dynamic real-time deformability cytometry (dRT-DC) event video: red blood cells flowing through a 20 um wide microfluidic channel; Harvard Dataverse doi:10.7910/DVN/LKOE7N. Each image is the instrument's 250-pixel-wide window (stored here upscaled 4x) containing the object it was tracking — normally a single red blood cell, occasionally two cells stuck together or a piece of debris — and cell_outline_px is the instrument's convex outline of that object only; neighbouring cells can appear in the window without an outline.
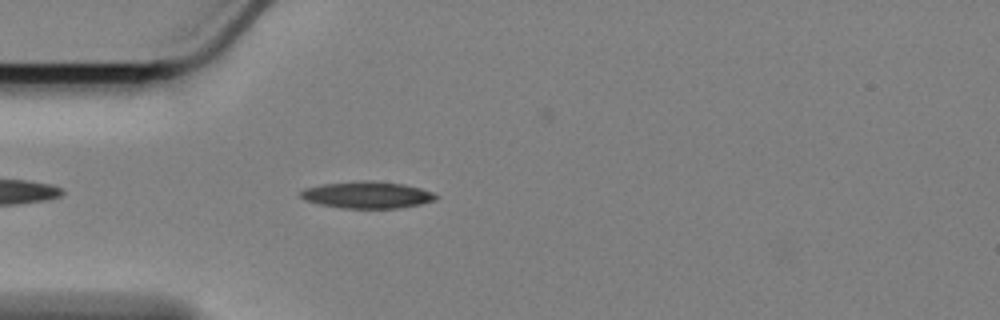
{"species": "Egyptian fruit bat (a non-hibernating species)", "species_latin": "Rousettus aegyptiacus", "temperature_condition": "cold", "stored_images_in_passage": 31, "camera_frame_rate_fps": 3000, "um_per_image_px": 0.085, "animal": {"sex": "female"}, "frame": {"image": 1, "passage_image": 5, "time_ms": 1.333, "image_size_px": [1000, 320], "cell_outline_px": [[440, 196], [436, 200], [420, 204], [400, 208], [344, 208], [320, 204], [304, 200], [300, 196], [300, 192], [304, 188], [324, 184], [360, 180], [372, 180], [404, 184], [420, 188], [432, 192]], "centroid_in_image_um": [31.23, 16.56], "position_along_channel_um": 53.8, "area_um2": 21.21}}
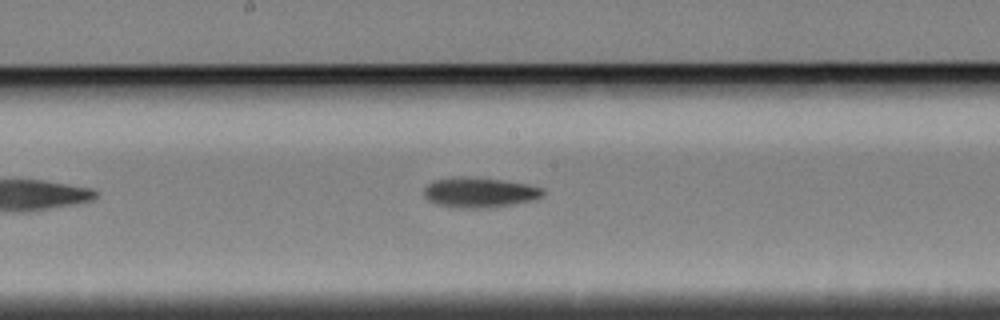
{"frame": {"image": 2, "passage_image": 19, "time_ms": 6.0, "image_size_px": [1000, 320], "cell_outline_px": [[544, 196], [536, 200], [488, 208], [460, 208], [436, 204], [428, 200], [424, 196], [424, 188], [432, 180], [452, 176], [464, 176], [504, 180], [528, 184], [544, 188]], "centroid_in_image_um": [40.77, 16.35], "position_along_channel_um": 207.4, "area_um2": 21.27}}
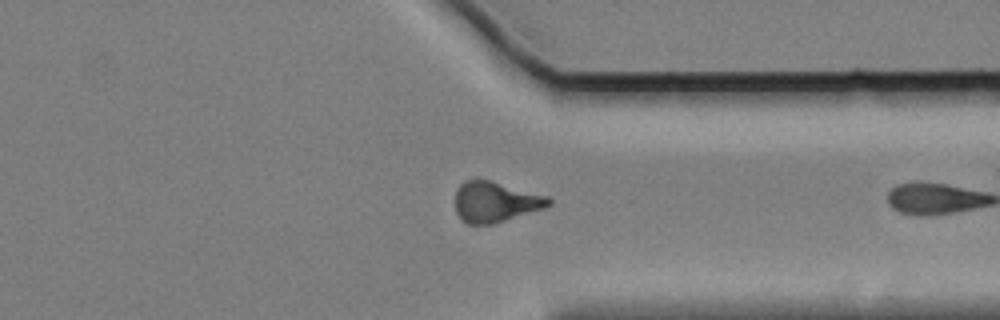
{"frame": {"image": 3, "passage_image": 30, "time_ms": 9.667, "image_size_px": [1000, 320], "cell_outline_px": [[552, 204], [544, 208], [492, 224], [468, 224], [456, 212], [456, 188], [464, 180], [476, 176], [548, 196], [552, 200]], "centroid_in_image_um": [42.09, 17.11], "position_along_channel_um": 369.3, "area_um2": 22.25}}